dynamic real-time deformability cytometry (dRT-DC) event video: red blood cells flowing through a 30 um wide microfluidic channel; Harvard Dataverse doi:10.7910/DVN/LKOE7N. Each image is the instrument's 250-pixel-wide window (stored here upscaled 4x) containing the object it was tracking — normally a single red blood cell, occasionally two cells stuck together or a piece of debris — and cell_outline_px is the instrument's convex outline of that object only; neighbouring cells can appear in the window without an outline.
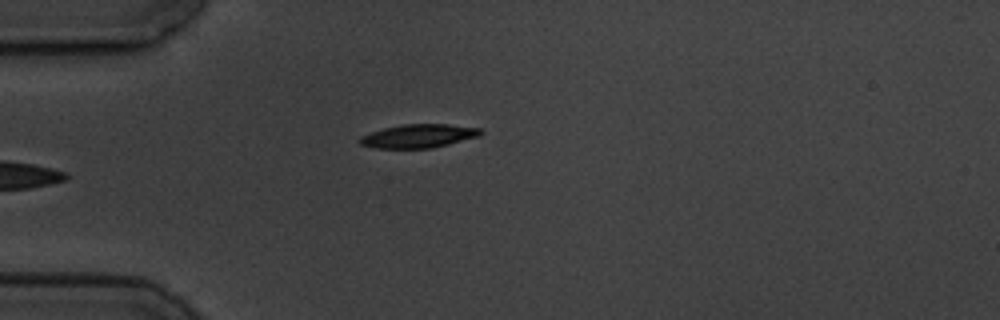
{"species": "common noctule bat (a hibernating species)", "species_latin": "Nyctalus noctula", "temperature_condition": "cold", "stored_images_in_passage": 5, "camera_frame_rate_fps": 3000, "um_per_image_px": 0.085, "animal": {"sex": "male", "body_mass_g": 19.5, "forearm_length_mm": 54.6}, "frame": {"image": 1, "passage_image": 5, "time_ms": 4.667, "image_size_px": [1000, 320], "cell_outline_px": [[484, 132], [480, 136], [432, 148], [376, 148], [360, 144], [360, 136], [384, 128], [404, 124], [448, 124], [480, 128]], "centroid_in_image_um": [35.61, 11.56], "position_along_channel_um": 49.4, "area_um2": 16.47}}